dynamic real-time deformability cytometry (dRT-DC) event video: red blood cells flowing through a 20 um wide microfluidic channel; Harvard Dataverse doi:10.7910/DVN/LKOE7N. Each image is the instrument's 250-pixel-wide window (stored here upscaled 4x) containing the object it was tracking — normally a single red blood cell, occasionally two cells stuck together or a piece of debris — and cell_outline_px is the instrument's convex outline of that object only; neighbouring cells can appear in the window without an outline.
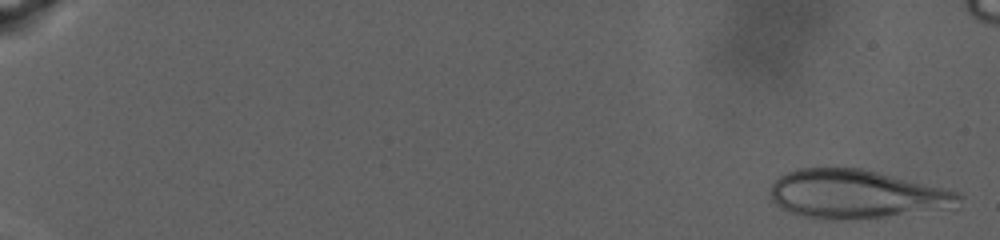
{"species": "human", "species_latin": "Homo sapiens", "temperature_condition": "warm", "stored_images_in_passage": 82, "camera_frame_rate_fps": 3000, "um_per_image_px": 0.085, "donor": {"sex": "male"}, "frame": {"image": 1, "passage_image": 3, "time_ms": 0.667, "image_size_px": [1000, 240], "cell_outline_px": [[964, 196], [960, 208], [884, 216], [836, 220], [824, 220], [804, 216], [788, 212], [780, 208], [772, 200], [772, 184], [780, 176], [796, 168], [864, 168], [960, 192]], "centroid_in_image_um": [72.86, 16.51], "position_along_channel_um": 12.1, "area_um2": 53.81}}
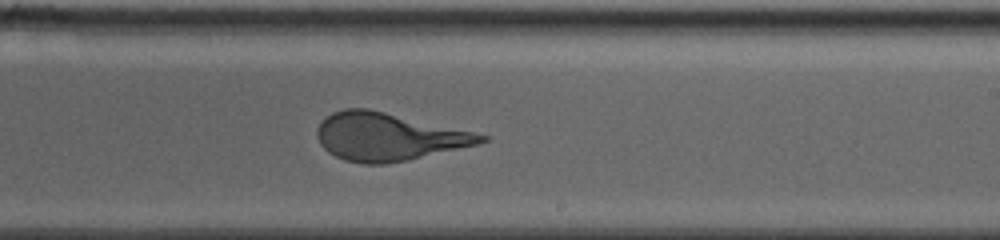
{"frame": {"image": 2, "passage_image": 59, "time_ms": 19.333, "image_size_px": [1000, 240], "cell_outline_px": [[488, 140], [476, 144], [404, 160], [384, 164], [364, 164], [344, 160], [328, 152], [320, 144], [316, 132], [316, 128], [332, 112], [344, 108], [368, 108], [472, 132], [488, 136]], "centroid_in_image_um": [32.92, 11.61], "position_along_channel_um": 256.1, "area_um2": 44.68}}
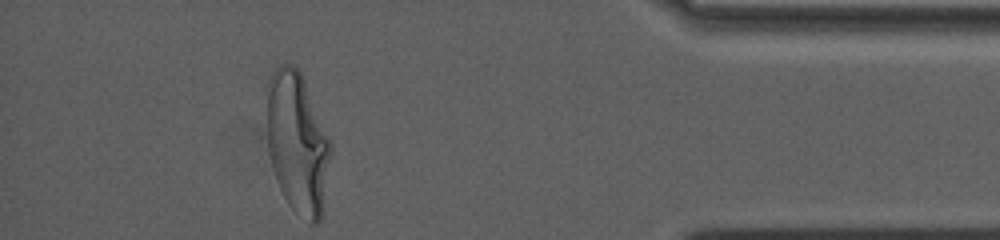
{"frame": {"image": 3, "passage_image": 82, "time_ms": 27.0, "image_size_px": [1000, 240], "cell_outline_px": [[332, 148], [324, 208], [320, 220], [316, 224], [312, 224], [292, 208], [288, 204], [280, 188], [272, 168], [268, 152], [268, 80], [272, 72], [280, 64], [292, 64], [300, 72], [332, 144]], "centroid_in_image_um": [25.3, 12.18], "position_along_channel_um": 409.9, "area_um2": 52.19}}